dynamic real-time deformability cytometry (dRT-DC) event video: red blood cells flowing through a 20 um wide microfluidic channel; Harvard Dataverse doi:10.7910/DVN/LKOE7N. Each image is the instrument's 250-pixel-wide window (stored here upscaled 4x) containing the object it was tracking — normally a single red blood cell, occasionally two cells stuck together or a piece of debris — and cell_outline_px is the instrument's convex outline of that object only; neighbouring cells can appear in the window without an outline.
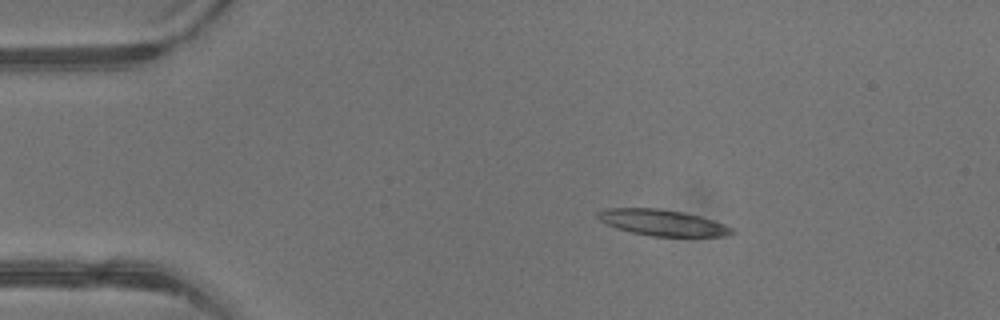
{"species": "common noctule bat (a hibernating species)", "species_latin": "Nyctalus noctula", "temperature_condition": "warm", "stored_images_in_passage": 3, "camera_frame_rate_fps": 3000, "um_per_image_px": 0.085, "animal": {"sex": "male", "body_mass_g": 13.3}, "frame": {"image": 1, "passage_image": 2, "time_ms": 0.333, "image_size_px": [1000, 320], "cell_outline_px": [[736, 232], [728, 236], [652, 236], [632, 232], [616, 228], [600, 220], [596, 216], [596, 212], [604, 208], [656, 208], [684, 212], [700, 216], [724, 224], [732, 228]], "centroid_in_image_um": [56.3, 18.92], "position_along_channel_um": 28.7, "area_um2": 20.35}}